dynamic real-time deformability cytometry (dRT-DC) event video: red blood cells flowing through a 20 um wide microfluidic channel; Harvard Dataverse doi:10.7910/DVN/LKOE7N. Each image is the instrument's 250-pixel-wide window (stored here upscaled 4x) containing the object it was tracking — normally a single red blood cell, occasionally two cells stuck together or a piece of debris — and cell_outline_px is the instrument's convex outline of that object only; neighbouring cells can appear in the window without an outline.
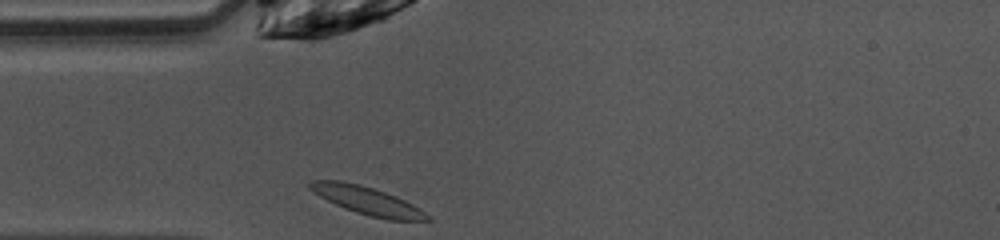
{"species": "common noctule bat (a hibernating species)", "species_latin": "Nyctalus noctula", "temperature_condition": "warm", "stored_images_in_passage": 28, "camera_frame_rate_fps": 3000, "um_per_image_px": 0.085, "animal": {"sex": "female", "body_mass_g": 10.0, "forearm_length_mm": 53.1}, "frame": {"image": 1, "passage_image": 1, "time_ms": 0.0, "image_size_px": [1000, 240], "cell_outline_px": [[432, 220], [388, 220], [356, 212], [344, 208], [312, 192], [308, 188], [308, 180], [340, 180], [360, 184], [396, 196], [412, 204], [432, 216]], "centroid_in_image_um": [31.2, 17.04], "position_along_channel_um": 53.8, "area_um2": 19.02}}
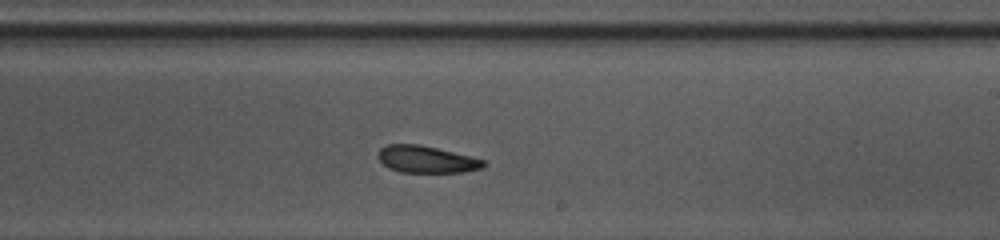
{"frame": {"image": 2, "passage_image": 16, "time_ms": 5.0, "image_size_px": [1000, 240], "cell_outline_px": [[488, 164], [480, 168], [464, 172], [400, 172], [388, 168], [376, 156], [380, 148], [388, 144], [420, 144], [472, 156], [484, 160]], "centroid_in_image_um": [36.24, 13.54], "position_along_channel_um": 252.8, "area_um2": 16.7}}
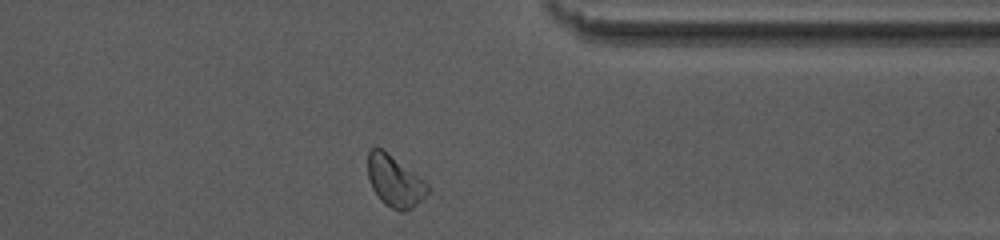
{"frame": {"image": 3, "passage_image": 26, "time_ms": 8.333, "image_size_px": [1000, 240], "cell_outline_px": [[432, 188], [424, 200], [412, 208], [404, 212], [400, 212], [384, 204], [380, 200], [372, 188], [368, 176], [368, 152], [372, 148], [384, 148], [424, 180]], "centroid_in_image_um": [33.59, 15.41], "position_along_channel_um": 377.8, "area_um2": 18.32}}